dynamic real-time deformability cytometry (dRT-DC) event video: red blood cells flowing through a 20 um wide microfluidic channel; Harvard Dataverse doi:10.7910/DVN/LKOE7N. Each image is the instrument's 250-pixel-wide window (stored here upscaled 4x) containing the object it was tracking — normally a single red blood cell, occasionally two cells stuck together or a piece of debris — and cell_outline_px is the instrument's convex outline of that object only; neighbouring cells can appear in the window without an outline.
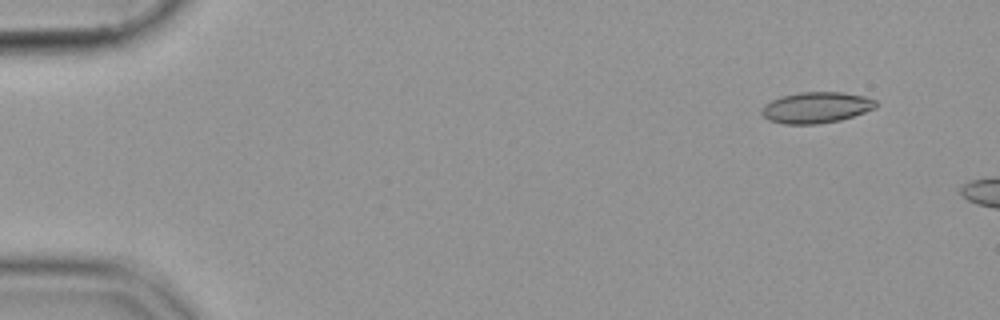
{"species": "common noctule bat (a hibernating species)", "species_latin": "Nyctalus noctula", "temperature_condition": "cold", "stored_images_in_passage": 6, "camera_frame_rate_fps": 3000, "um_per_image_px": 0.085, "animal": {"sex": "female", "body_mass_g": 19.9}, "frame": {"image": 1, "passage_image": 1, "time_ms": 0.0, "image_size_px": [1000, 320], "cell_outline_px": [[876, 108], [840, 120], [816, 124], [784, 124], [768, 120], [760, 112], [764, 104], [780, 96], [800, 92], [840, 92], [864, 96], [876, 100]], "centroid_in_image_um": [69.35, 9.14], "position_along_channel_um": 15.7, "area_um2": 20.63}}